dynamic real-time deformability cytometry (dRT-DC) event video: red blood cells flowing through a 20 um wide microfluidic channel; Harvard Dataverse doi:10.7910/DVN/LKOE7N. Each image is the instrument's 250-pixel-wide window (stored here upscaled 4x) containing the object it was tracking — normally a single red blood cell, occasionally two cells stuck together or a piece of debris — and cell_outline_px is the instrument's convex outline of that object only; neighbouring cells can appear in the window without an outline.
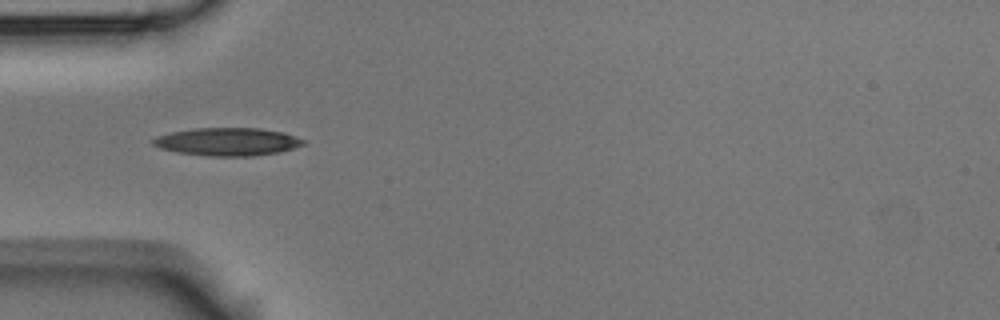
{"species": "Egyptian fruit bat (a non-hibernating species)", "species_latin": "Rousettus aegyptiacus", "temperature_condition": "room temperature", "stored_images_in_passage": 10, "camera_frame_rate_fps": 3000, "um_per_image_px": 0.085, "animal": {"sex": "male"}, "frame": {"image": 1, "passage_image": 4, "time_ms": 1.0, "image_size_px": [1000, 320], "cell_outline_px": [[304, 144], [280, 152], [252, 156], [208, 156], [176, 152], [160, 148], [152, 144], [152, 140], [156, 136], [172, 132], [196, 128], [260, 128], [284, 132], [296, 136], [304, 140]], "centroid_in_image_um": [19.33, 12.04], "position_along_channel_um": 65.7, "area_um2": 24.45}}
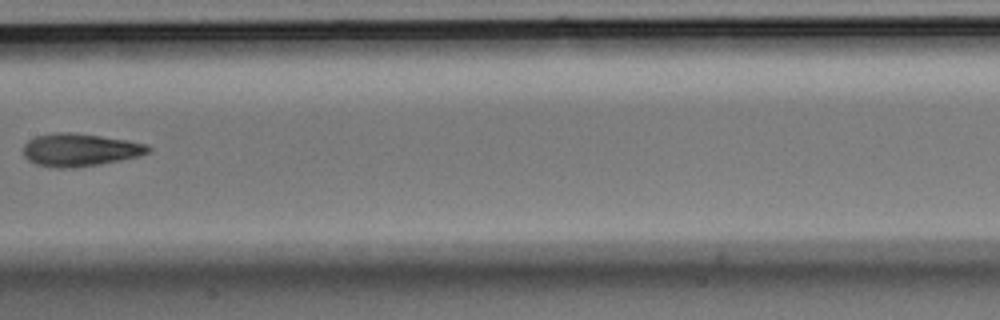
{"frame": {"image": 2, "passage_image": 7, "time_ms": 2.0, "image_size_px": [1000, 320], "cell_outline_px": [[152, 148], [148, 152], [136, 156], [120, 160], [100, 164], [68, 168], [56, 168], [36, 164], [28, 160], [24, 156], [24, 144], [28, 140], [36, 136], [60, 132], [72, 132], [128, 140], [148, 144]], "centroid_in_image_um": [6.78, 12.73], "position_along_channel_um": 200.6, "area_um2": 23.7}}
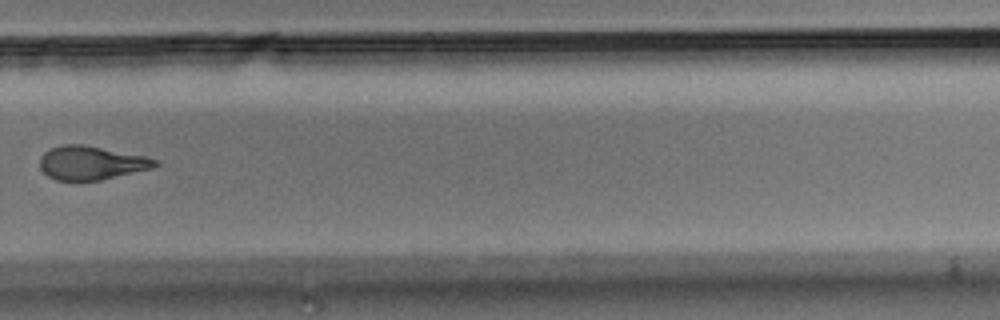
{"frame": {"image": 3, "passage_image": 10, "time_ms": 3.0, "image_size_px": [1000, 320], "cell_outline_px": [[160, 164], [152, 168], [100, 180], [56, 180], [48, 176], [40, 168], [40, 156], [44, 152], [52, 148], [64, 144], [84, 144], [144, 156], [160, 160]], "centroid_in_image_um": [7.76, 13.84], "position_along_channel_um": 322.0, "area_um2": 22.54}}